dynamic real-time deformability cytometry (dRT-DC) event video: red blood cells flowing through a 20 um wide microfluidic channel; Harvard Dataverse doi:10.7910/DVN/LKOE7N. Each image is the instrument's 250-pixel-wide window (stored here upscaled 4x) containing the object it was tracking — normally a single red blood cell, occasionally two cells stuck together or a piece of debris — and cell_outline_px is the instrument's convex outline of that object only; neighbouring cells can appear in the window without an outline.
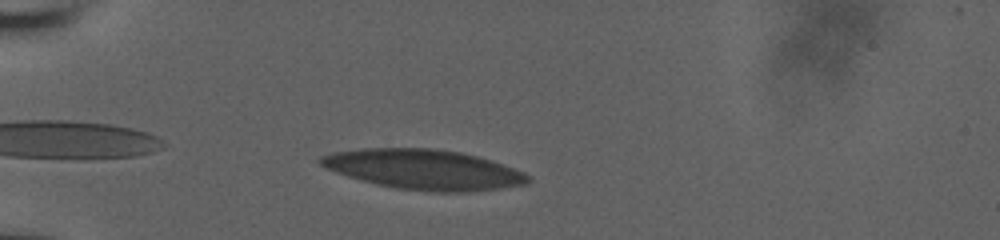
{"species": "human", "species_latin": "Homo sapiens", "temperature_condition": "room temperature", "stored_images_in_passage": 42, "camera_frame_rate_fps": 3000, "um_per_image_px": 0.085, "donor": {"sex": "male"}, "frame": {"image": 1, "passage_image": 3, "time_ms": 0.667, "image_size_px": [1000, 240], "cell_outline_px": [[532, 180], [524, 184], [500, 188], [472, 192], [432, 192], [396, 188], [376, 184], [360, 180], [336, 172], [320, 164], [316, 160], [320, 156], [332, 152], [364, 148], [428, 148], [460, 152], [476, 156], [524, 172], [532, 176]], "centroid_in_image_um": [36.0, 14.41], "position_along_channel_um": 49.0, "area_um2": 48.21}}
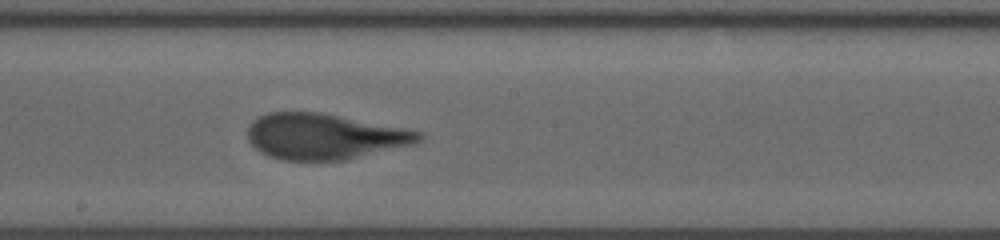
{"frame": {"image": 2, "passage_image": 19, "time_ms": 6.0, "image_size_px": [1000, 240], "cell_outline_px": [[424, 136], [416, 144], [344, 160], [284, 160], [268, 156], [260, 152], [248, 140], [248, 128], [260, 116], [268, 112], [320, 112], [404, 128], [424, 132]], "centroid_in_image_um": [27.61, 11.6], "position_along_channel_um": 220.6, "area_um2": 45.49}}
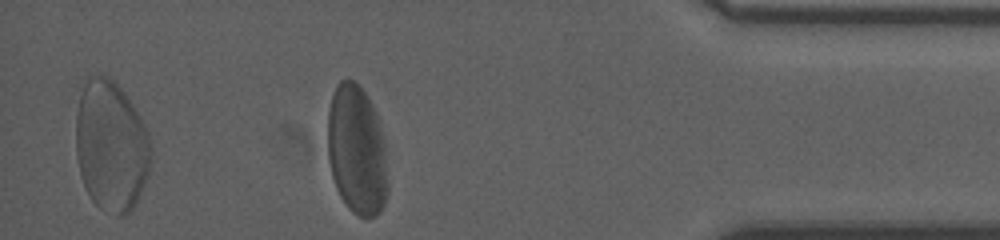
{"frame": {"image": 3, "passage_image": 36, "time_ms": 11.667, "image_size_px": [1000, 240], "cell_outline_px": [[388, 192], [384, 204], [380, 212], [376, 216], [360, 216], [352, 212], [348, 208], [340, 196], [336, 188], [332, 176], [328, 160], [328, 112], [332, 96], [336, 84], [340, 80], [352, 80], [368, 96], [376, 112], [384, 140], [388, 184]], "centroid_in_image_um": [30.33, 12.78], "position_along_channel_um": 404.9, "area_um2": 45.6}, "authors_computed_cell_mechanics": {"area_um2": 46.5001, "velocity_mm_per_s": 3.8005, "shape_relaxation_time_tau1_ms": 5.9378, "shape_relaxation_time_tau2_ms": 0.7921, "deformation_change_tau1": 0.1963, "deformation_change_tau2": 0.0785}}